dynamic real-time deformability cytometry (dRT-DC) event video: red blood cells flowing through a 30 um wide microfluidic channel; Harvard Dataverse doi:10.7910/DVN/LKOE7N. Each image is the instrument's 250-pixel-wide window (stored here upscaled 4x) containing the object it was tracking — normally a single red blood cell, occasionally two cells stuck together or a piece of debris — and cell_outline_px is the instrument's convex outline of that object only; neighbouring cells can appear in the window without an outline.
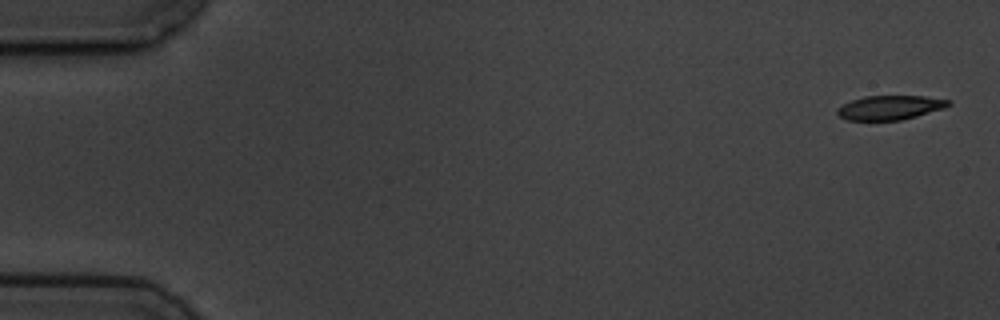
{"species": "common noctule bat (a hibernating species)", "species_latin": "Nyctalus noctula", "temperature_condition": "cold", "stored_images_in_passage": 4, "camera_frame_rate_fps": 3000, "um_per_image_px": 0.085, "animal": {"sex": "male", "body_mass_g": 19.5, "forearm_length_mm": 54.6}, "frame": {"image": 1, "passage_image": 1, "time_ms": 0.0, "image_size_px": [1000, 320], "cell_outline_px": [[952, 104], [944, 108], [916, 116], [900, 120], [848, 120], [840, 116], [836, 112], [836, 108], [852, 100], [864, 96], [924, 96], [952, 100]], "centroid_in_image_um": [75.67, 9.13], "position_along_channel_um": 9.3, "area_um2": 15.66}}
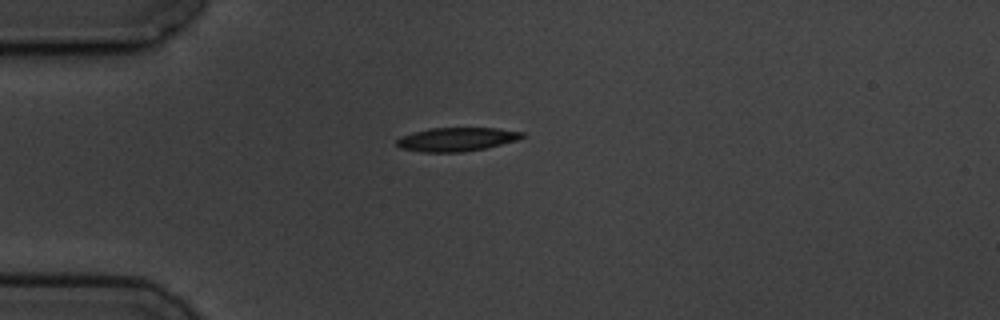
{"frame": {"image": 2, "passage_image": 4, "time_ms": 4.333, "image_size_px": [1000, 320], "cell_outline_px": [[528, 136], [516, 140], [484, 148], [460, 152], [424, 152], [400, 148], [396, 144], [396, 140], [400, 136], [428, 128], [500, 128], [524, 132]], "centroid_in_image_um": [38.82, 11.83], "position_along_channel_um": 46.2, "area_um2": 17.34}}